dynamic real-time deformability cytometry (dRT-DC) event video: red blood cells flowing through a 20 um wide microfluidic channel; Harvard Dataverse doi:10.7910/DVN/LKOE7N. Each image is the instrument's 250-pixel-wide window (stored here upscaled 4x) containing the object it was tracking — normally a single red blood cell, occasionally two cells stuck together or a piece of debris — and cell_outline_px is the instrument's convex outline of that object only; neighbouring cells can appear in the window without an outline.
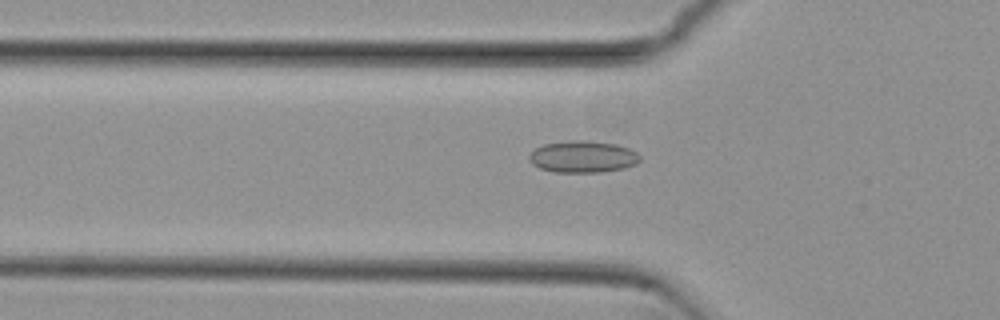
{"species": "common noctule bat (a hibernating species)", "species_latin": "Nyctalus noctula", "temperature_condition": "cold", "stored_images_in_passage": 40, "camera_frame_rate_fps": 3000, "um_per_image_px": 0.085, "animal": {"sex": "female", "body_mass_g": 29.2, "forearm_length_mm": 56.3}, "frame": {"image": 1, "passage_image": 4, "time_ms": 1.0, "image_size_px": [1000, 320], "cell_outline_px": [[640, 160], [636, 164], [624, 168], [600, 172], [552, 172], [540, 168], [532, 164], [528, 160], [528, 156], [536, 148], [544, 144], [572, 140], [584, 140], [616, 144], [628, 148], [636, 152], [640, 156]], "centroid_in_image_um": [49.53, 13.32], "position_along_channel_um": 76.3, "area_um2": 20.52}}
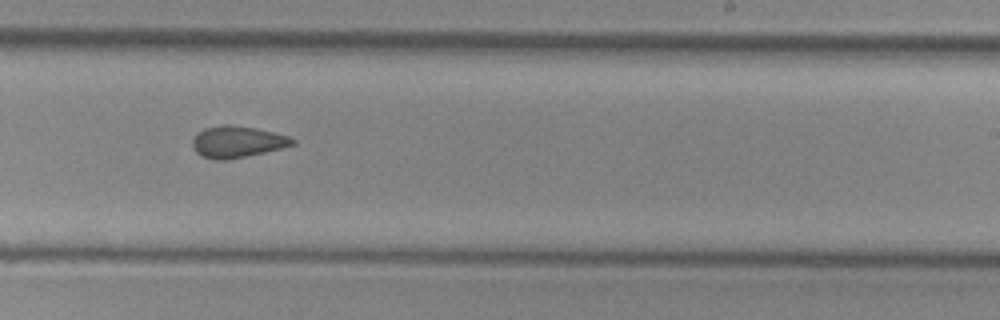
{"frame": {"image": 2, "passage_image": 19, "time_ms": 6.0, "image_size_px": [1000, 320], "cell_outline_px": [[296, 144], [264, 152], [228, 160], [212, 160], [200, 156], [192, 148], [192, 140], [204, 128], [224, 124], [232, 124], [256, 128], [288, 136], [296, 140]], "centroid_in_image_um": [20.14, 12.06], "position_along_channel_um": 268.9, "area_um2": 18.44}}
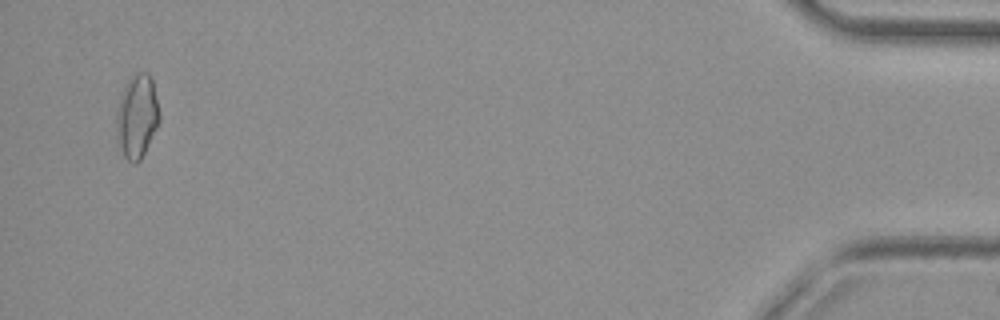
{"frame": {"image": 3, "passage_image": 38, "time_ms": 12.333, "image_size_px": [1000, 320], "cell_outline_px": [[160, 120], [140, 160], [136, 164], [132, 164], [124, 156], [120, 144], [116, 128], [116, 112], [120, 96], [128, 80], [136, 72], [148, 72], [152, 80], [160, 112]], "centroid_in_image_um": [11.65, 9.86], "position_along_channel_um": 423.6, "area_um2": 20.69}, "authors_computed_cell_mechanics": {"area_um2": 18.4671, "velocity_mm_per_s": 3.8463, "shape_relaxation_time_tau1_ms": null, "shape_relaxation_time_tau2_ms": 3.0266, "deformation_change_tau1": null, "deformation_change_tau2": 0.0935}}